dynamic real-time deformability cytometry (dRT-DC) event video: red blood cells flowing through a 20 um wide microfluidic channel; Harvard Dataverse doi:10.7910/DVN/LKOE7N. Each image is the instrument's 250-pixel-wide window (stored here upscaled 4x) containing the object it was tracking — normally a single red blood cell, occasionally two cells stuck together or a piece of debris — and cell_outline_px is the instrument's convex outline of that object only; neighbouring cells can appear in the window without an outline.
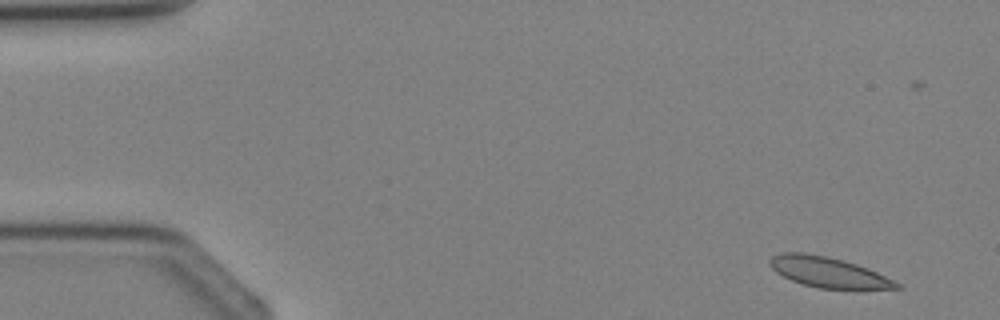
{"species": "Egyptian fruit bat (a non-hibernating species)", "species_latin": "Rousettus aegyptiacus", "temperature_condition": "cold", "stored_images_in_passage": 3, "camera_frame_rate_fps": 3000, "um_per_image_px": 0.085, "animal": {"sex": "female"}, "frame": {"image": 1, "passage_image": 1, "time_ms": 0.0, "image_size_px": [1000, 320], "cell_outline_px": [[900, 288], [820, 288], [804, 284], [792, 280], [776, 272], [768, 264], [768, 260], [772, 256], [780, 252], [804, 252], [828, 256], [844, 260], [868, 268], [900, 284]], "centroid_in_image_um": [70.32, 23.1], "position_along_channel_um": 14.7, "area_um2": 22.08}}